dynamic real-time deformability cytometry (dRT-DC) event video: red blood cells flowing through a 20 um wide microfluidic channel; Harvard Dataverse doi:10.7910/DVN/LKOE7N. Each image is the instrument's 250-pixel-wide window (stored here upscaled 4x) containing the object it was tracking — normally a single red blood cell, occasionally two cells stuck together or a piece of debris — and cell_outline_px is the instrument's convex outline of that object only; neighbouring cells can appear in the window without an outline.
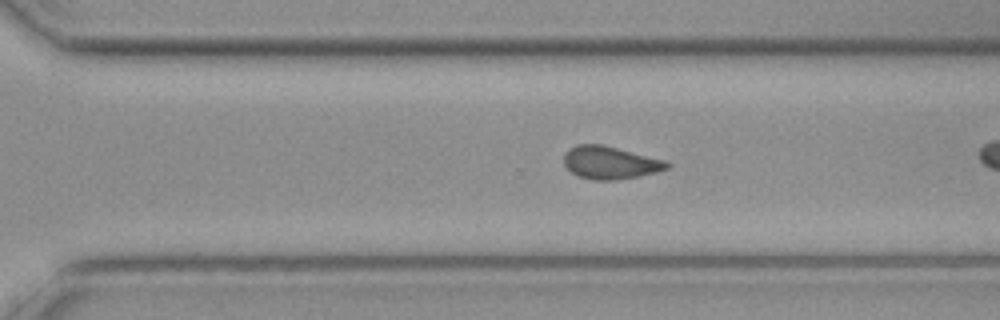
{"species": "common noctule bat (a hibernating species)", "species_latin": "Nyctalus noctula", "temperature_condition": "cold", "stored_images_in_passage": 28, "camera_frame_rate_fps": 3000, "um_per_image_px": 0.085, "animal": {"sex": "female", "body_mass_g": 19.3, "forearm_length_mm": 54.1}, "frame": {"image": 1, "passage_image": 24, "time_ms": 7.667, "image_size_px": [1000, 320], "cell_outline_px": [[672, 164], [668, 168], [656, 172], [616, 180], [592, 180], [576, 176], [564, 164], [564, 152], [576, 144], [600, 144], [664, 160]], "centroid_in_image_um": [51.82, 13.83], "position_along_channel_um": 318.8, "area_um2": 19.48}}